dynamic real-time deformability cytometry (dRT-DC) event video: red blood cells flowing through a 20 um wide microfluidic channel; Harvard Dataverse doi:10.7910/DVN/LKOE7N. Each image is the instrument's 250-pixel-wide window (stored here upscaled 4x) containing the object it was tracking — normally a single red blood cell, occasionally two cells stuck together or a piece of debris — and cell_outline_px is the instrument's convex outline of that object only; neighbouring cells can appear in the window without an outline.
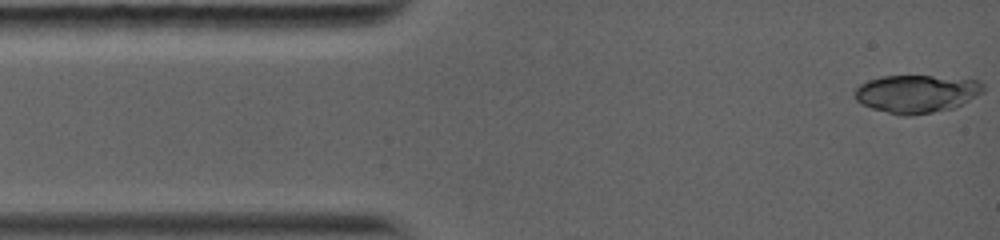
{"species": "common noctule bat (a hibernating species)", "species_latin": "Nyctalus noctula", "temperature_condition": "warm", "stored_images_in_passage": 5, "camera_frame_rate_fps": 5000, "um_per_image_px": 0.085, "animal": {"sex": "female", "body_mass_g": 19.0, "forearm_length_mm": 56.7}, "frame": {"image": 1, "passage_image": 1, "time_ms": 0.0, "image_size_px": [1000, 240], "cell_outline_px": [[984, 92], [952, 108], [912, 116], [900, 116], [872, 108], [860, 104], [856, 100], [852, 92], [860, 84], [868, 80], [880, 76], [932, 76], [980, 80], [984, 84]], "centroid_in_image_um": [77.87, 7.97], "position_along_channel_um": 7.1, "area_um2": 28.55}}